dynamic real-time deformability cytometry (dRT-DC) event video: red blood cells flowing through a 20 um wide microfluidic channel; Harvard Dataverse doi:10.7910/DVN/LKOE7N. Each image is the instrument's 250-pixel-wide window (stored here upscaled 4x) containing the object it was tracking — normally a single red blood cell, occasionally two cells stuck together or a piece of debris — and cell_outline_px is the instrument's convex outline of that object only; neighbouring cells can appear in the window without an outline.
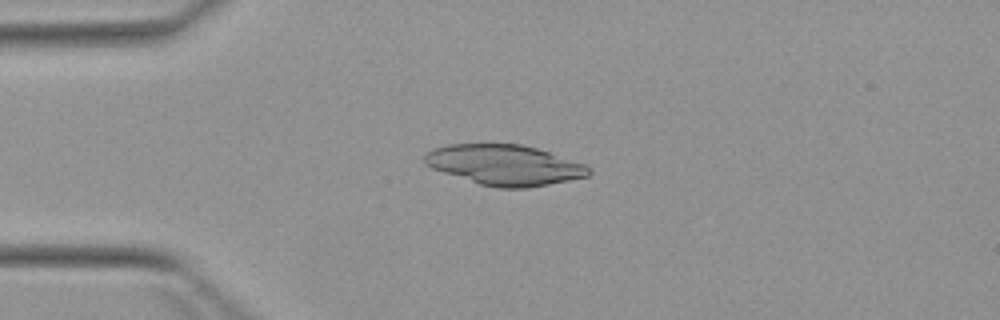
{"species": "Egyptian fruit bat (a non-hibernating species)", "species_latin": "Rousettus aegyptiacus", "temperature_condition": "warm", "stored_images_in_passage": 6, "camera_frame_rate_fps": 3000, "um_per_image_px": 0.085, "animal": {"sex": "female"}, "frame": {"image": 1, "passage_image": 3, "time_ms": 3.333, "image_size_px": [1000, 320], "cell_outline_px": [[592, 172], [588, 176], [528, 188], [496, 188], [480, 184], [432, 168], [424, 164], [424, 152], [432, 148], [448, 144], [520, 144], [536, 148], [584, 164], [592, 168]], "centroid_in_image_um": [42.86, 14.02], "position_along_channel_um": 42.1, "area_um2": 38.49}}